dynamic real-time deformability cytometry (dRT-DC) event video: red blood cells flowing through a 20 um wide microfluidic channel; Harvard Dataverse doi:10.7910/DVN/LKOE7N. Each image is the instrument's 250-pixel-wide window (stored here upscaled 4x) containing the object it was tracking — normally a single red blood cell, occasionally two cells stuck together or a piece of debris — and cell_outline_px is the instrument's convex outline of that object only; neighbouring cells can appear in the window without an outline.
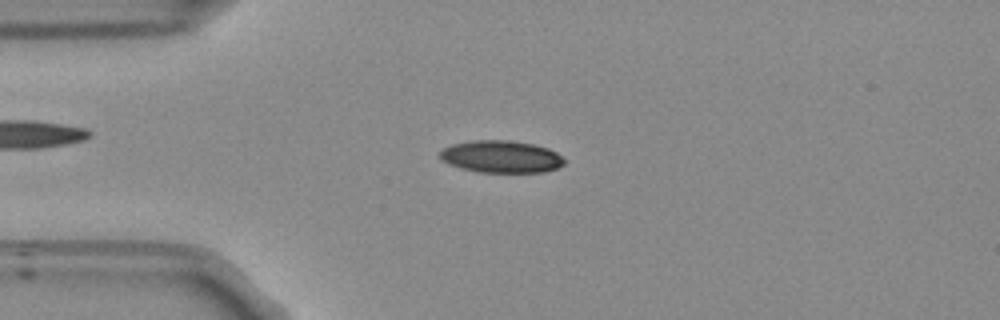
{"species": "Egyptian fruit bat (a non-hibernating species)", "species_latin": "Rousettus aegyptiacus", "temperature_condition": "room temperature", "stored_images_in_passage": 52, "camera_frame_rate_fps": 3000, "um_per_image_px": 0.085, "frame": {"image": 1, "passage_image": 12, "time_ms": 3.667, "image_size_px": [1000, 320], "cell_outline_px": [[564, 164], [556, 168], [544, 172], [476, 172], [460, 168], [448, 164], [440, 160], [440, 152], [444, 148], [452, 144], [472, 140], [508, 140], [532, 144], [548, 148], [556, 152], [564, 160]], "centroid_in_image_um": [42.56, 13.32], "position_along_channel_um": 42.4, "area_um2": 23.35}}
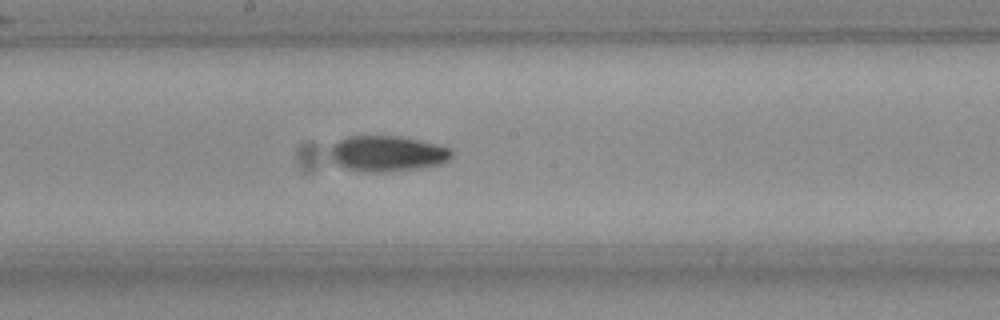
{"frame": {"image": 2, "passage_image": 27, "time_ms": 8.667, "image_size_px": [1000, 320], "cell_outline_px": [[452, 156], [448, 160], [440, 164], [416, 168], [384, 172], [372, 172], [348, 168], [336, 164], [332, 160], [332, 144], [348, 136], [400, 136], [436, 144], [452, 148]], "centroid_in_image_um": [32.94, 13.04], "position_along_channel_um": 215.3, "area_um2": 24.91}}
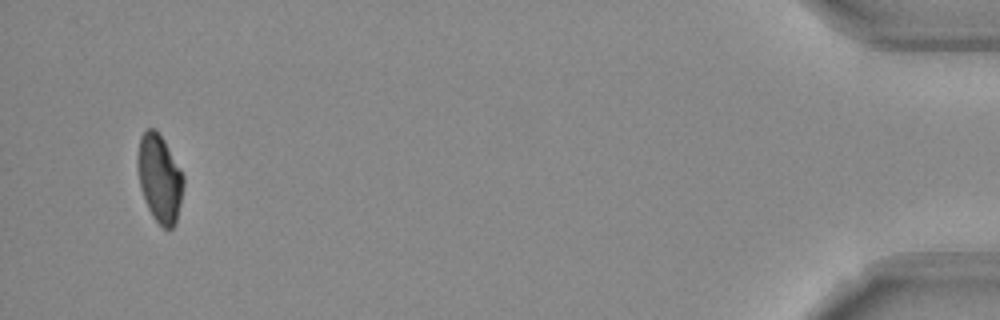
{"frame": {"image": 3, "passage_image": 50, "time_ms": 16.333, "image_size_px": [1000, 320], "cell_outline_px": [[184, 184], [176, 224], [172, 228], [164, 228], [152, 216], [148, 208], [140, 188], [136, 168], [136, 160], [140, 136], [144, 128], [156, 128], [164, 140], [184, 176]], "centroid_in_image_um": [13.54, 15.12], "position_along_channel_um": 421.7, "area_um2": 23.7}, "authors_computed_cell_mechanics": {"area_um2": 23.9581, "velocity_mm_per_s": 3.8106, "shape_relaxation_time_tau1_ms": 7.5924, "shape_relaxation_time_tau2_ms": 4.4725, "deformation_change_tau1": 0.1627, "deformation_change_tau2": 0.0983}}